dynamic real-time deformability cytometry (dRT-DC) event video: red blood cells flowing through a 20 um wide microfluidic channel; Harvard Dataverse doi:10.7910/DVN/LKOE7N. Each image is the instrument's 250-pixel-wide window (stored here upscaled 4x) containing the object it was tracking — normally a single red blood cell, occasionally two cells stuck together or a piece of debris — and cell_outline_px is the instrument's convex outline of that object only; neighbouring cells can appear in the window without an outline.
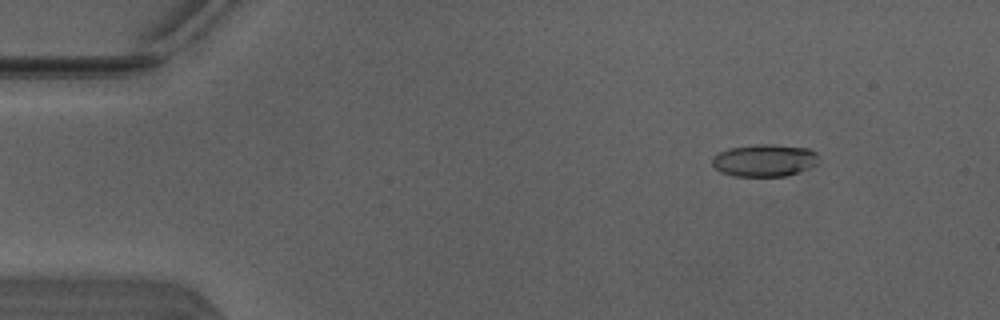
{"species": "Egyptian fruit bat (a non-hibernating species)", "species_latin": "Rousettus aegyptiacus", "temperature_condition": "warm", "stored_images_in_passage": 51, "camera_frame_rate_fps": 3000, "um_per_image_px": 0.085, "animal": {"sex": "male"}, "frame": {"image": 1, "passage_image": 7, "time_ms": 2.0, "image_size_px": [1000, 320], "cell_outline_px": [[820, 164], [784, 176], [732, 176], [720, 172], [712, 164], [712, 156], [728, 148], [756, 144], [772, 144], [808, 148], [816, 152], [820, 160]], "centroid_in_image_um": [64.99, 13.62], "position_along_channel_um": 20.0, "area_um2": 20.23}}
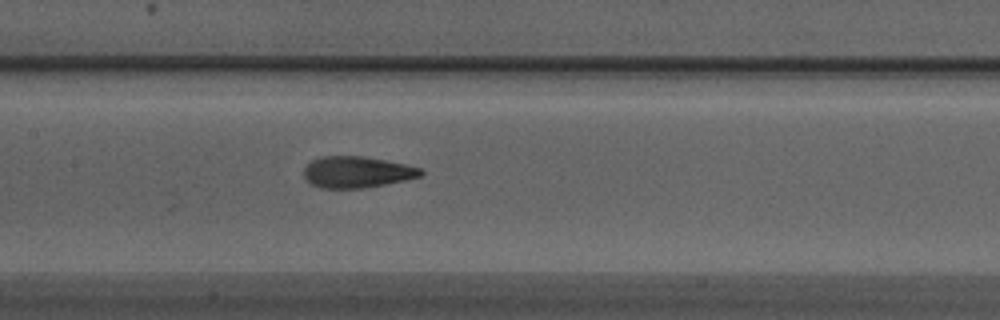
{"frame": {"image": 2, "passage_image": 25, "time_ms": 8.0, "image_size_px": [1000, 320], "cell_outline_px": [[424, 172], [420, 176], [404, 180], [364, 188], [320, 188], [312, 184], [304, 176], [304, 168], [312, 160], [320, 156], [364, 156], [404, 164], [420, 168]], "centroid_in_image_um": [30.31, 14.62], "position_along_channel_um": 177.1, "area_um2": 21.15}}
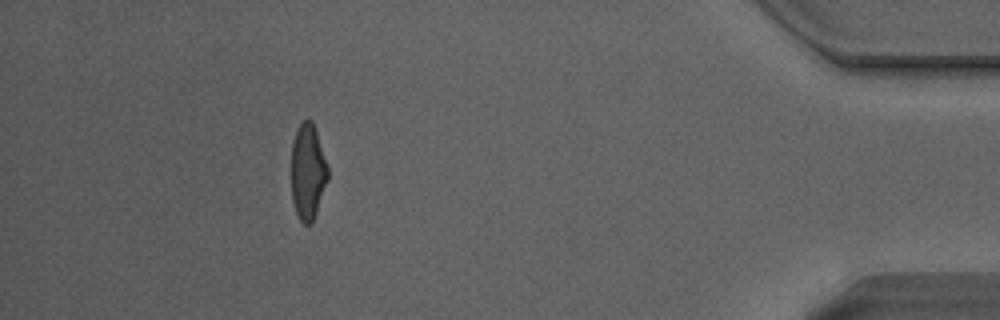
{"frame": {"image": 3, "passage_image": 46, "time_ms": 15.0, "image_size_px": [1000, 320], "cell_outline_px": [[328, 180], [312, 224], [304, 224], [300, 220], [296, 212], [292, 200], [292, 144], [296, 132], [300, 124], [304, 120], [312, 120], [328, 168]], "centroid_in_image_um": [26.17, 14.64], "position_along_channel_um": 409.0, "area_um2": 20.11}, "authors_computed_cell_mechanics": {"area_um2": 21.1548, "velocity_mm_per_s": 4.1336, "shape_relaxation_time_tau1_ms": 4.4279, "shape_relaxation_time_tau2_ms": 1.2709, "deformation_change_tau1": 0.198, "deformation_change_tau2": 0.0984}}